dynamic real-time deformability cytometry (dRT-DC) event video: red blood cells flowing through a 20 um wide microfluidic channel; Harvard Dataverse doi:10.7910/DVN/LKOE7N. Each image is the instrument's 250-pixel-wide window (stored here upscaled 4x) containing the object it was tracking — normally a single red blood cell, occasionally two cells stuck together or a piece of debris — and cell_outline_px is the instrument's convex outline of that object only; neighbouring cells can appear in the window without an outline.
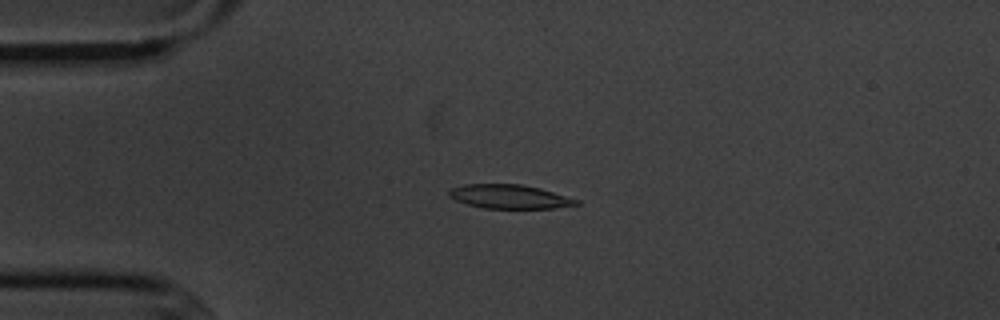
{"species": "common noctule bat (a hibernating species)", "species_latin": "Nyctalus noctula", "temperature_condition": "cold", "stored_images_in_passage": 48, "camera_frame_rate_fps": 3000, "um_per_image_px": 0.085, "animal": {"sex": "male", "body_mass_g": 20.1, "forearm_length_mm": 53.5}, "frame": {"image": 1, "passage_image": 6, "time_ms": 1.667, "image_size_px": [1000, 320], "cell_outline_px": [[580, 204], [552, 208], [484, 208], [468, 204], [456, 200], [448, 196], [448, 192], [452, 188], [464, 184], [520, 184], [540, 188], [580, 200]], "centroid_in_image_um": [43.31, 16.71], "position_along_channel_um": 41.7, "area_um2": 17.63}}
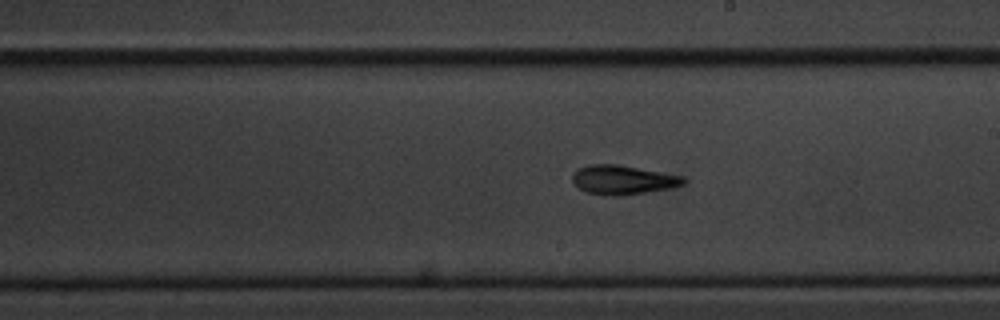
{"frame": {"image": 2, "passage_image": 24, "time_ms": 7.667, "image_size_px": [1000, 320], "cell_outline_px": [[688, 180], [684, 184], [672, 188], [620, 196], [612, 196], [584, 192], [572, 180], [572, 172], [588, 164], [616, 164], [684, 176]], "centroid_in_image_um": [52.96, 15.29], "position_along_channel_um": 236.0, "area_um2": 18.96}}
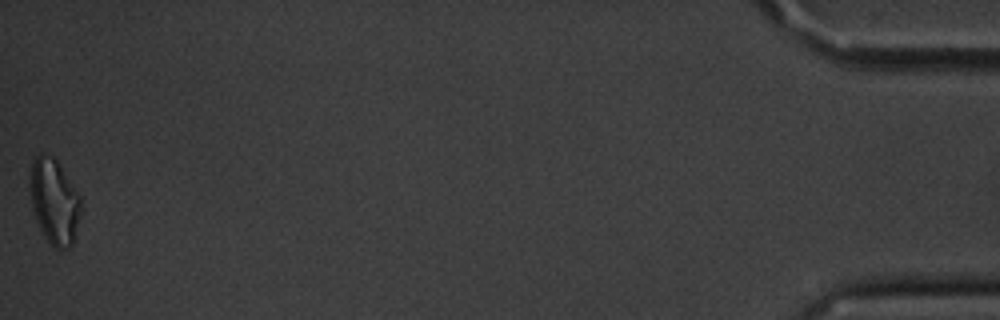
{"frame": {"image": 3, "passage_image": 48, "time_ms": 15.667, "image_size_px": [1000, 320], "cell_outline_px": [[80, 212], [72, 244], [68, 248], [60, 252], [52, 248], [44, 236], [36, 220], [32, 208], [28, 184], [28, 176], [32, 164], [36, 156], [40, 152], [52, 156], [56, 160], [80, 196]], "centroid_in_image_um": [4.57, 17.14], "position_along_channel_um": 430.6, "area_um2": 25.43}, "authors_computed_cell_mechanics": {"area_um2": 18.5249, "velocity_mm_per_s": 3.6117, "shape_relaxation_time_tau1_ms": 3.5362, "shape_relaxation_time_tau2_ms": 3.0885, "deformation_change_tau1": 0.1262, "deformation_change_tau2": 0.1019}}